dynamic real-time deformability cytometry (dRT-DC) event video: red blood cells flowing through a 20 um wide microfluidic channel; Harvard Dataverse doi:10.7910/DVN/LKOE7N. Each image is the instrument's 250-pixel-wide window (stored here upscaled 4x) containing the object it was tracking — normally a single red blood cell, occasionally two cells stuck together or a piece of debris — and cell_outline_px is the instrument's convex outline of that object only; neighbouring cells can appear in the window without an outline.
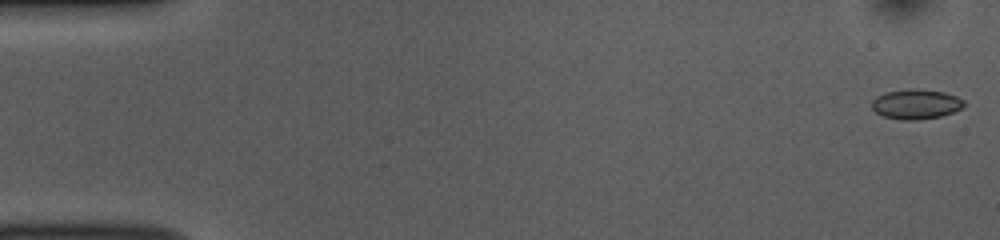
{"species": "common noctule bat (a hibernating species)", "species_latin": "Nyctalus noctula", "temperature_condition": "room temperature", "stored_images_in_passage": 52, "camera_frame_rate_fps": 3000, "um_per_image_px": 0.085, "animal": {"sex": "female", "body_mass_g": 10.0, "forearm_length_mm": 53.1}, "frame": {"image": 1, "passage_image": 1, "time_ms": 0.0, "image_size_px": [1000, 240], "cell_outline_px": [[964, 108], [940, 116], [920, 120], [900, 120], [884, 116], [876, 112], [872, 108], [872, 100], [876, 96], [888, 92], [912, 88], [916, 88], [944, 92], [956, 96], [964, 100]], "centroid_in_image_um": [77.87, 8.85], "position_along_channel_um": 7.1, "area_um2": 16.07}}
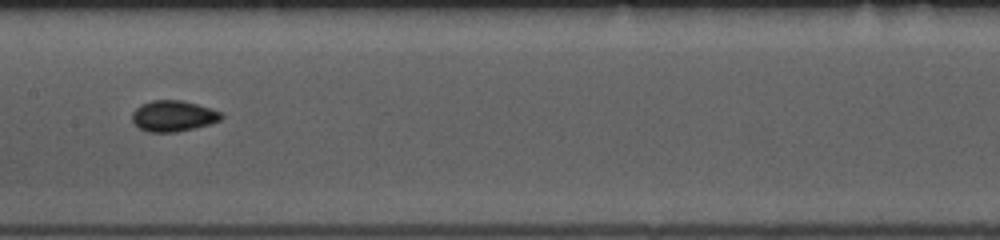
{"frame": {"image": 2, "passage_image": 26, "time_ms": 8.333, "image_size_px": [1000, 240], "cell_outline_px": [[224, 116], [220, 120], [208, 124], [176, 132], [148, 132], [140, 128], [132, 120], [132, 112], [140, 104], [152, 100], [180, 100], [212, 108], [220, 112]], "centroid_in_image_um": [14.71, 9.85], "position_along_channel_um": 192.7, "area_um2": 15.95}}
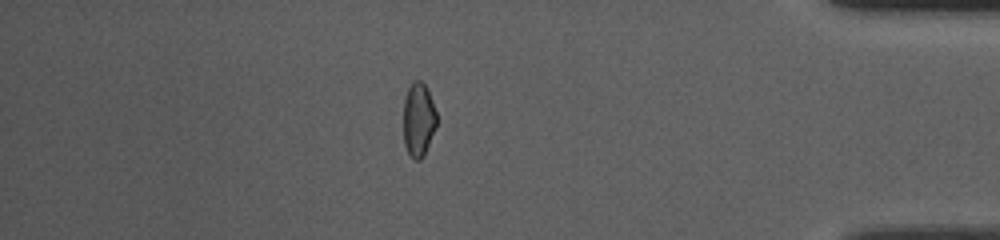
{"frame": {"image": 3, "passage_image": 45, "time_ms": 14.667, "image_size_px": [1000, 240], "cell_outline_px": [[436, 128], [424, 156], [420, 160], [416, 160], [408, 152], [404, 144], [404, 100], [408, 88], [416, 80], [420, 80], [428, 88], [436, 112]], "centroid_in_image_um": [35.59, 10.17], "position_along_channel_um": 399.6, "area_um2": 14.28}, "authors_computed_cell_mechanics": {"area_um2": 15.4904, "velocity_mm_per_s": 3.8543, "shape_relaxation_time_tau1_ms": 3.8747, "shape_relaxation_time_tau2_ms": null, "deformation_change_tau1": 0.067, "deformation_change_tau2": null}}